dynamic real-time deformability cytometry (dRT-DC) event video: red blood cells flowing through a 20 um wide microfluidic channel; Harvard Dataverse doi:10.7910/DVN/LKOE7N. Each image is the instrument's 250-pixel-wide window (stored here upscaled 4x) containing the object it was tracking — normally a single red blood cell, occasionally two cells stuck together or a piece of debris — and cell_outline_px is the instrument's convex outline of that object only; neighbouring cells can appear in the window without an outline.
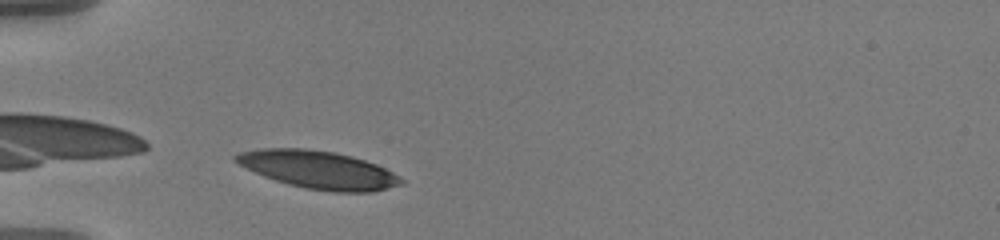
{"species": "human", "species_latin": "Homo sapiens", "temperature_condition": "warm", "stored_images_in_passage": 34, "camera_frame_rate_fps": 3000, "um_per_image_px": 0.085, "donor": {"sex": "male"}, "frame": {"image": 1, "passage_image": 1, "time_ms": 0.0, "image_size_px": [1000, 240], "cell_outline_px": [[404, 184], [372, 192], [332, 192], [304, 188], [288, 184], [264, 176], [232, 160], [232, 156], [240, 152], [260, 148], [308, 148], [332, 152], [352, 156], [376, 164], [400, 176], [404, 180]], "centroid_in_image_um": [27.08, 14.43], "position_along_channel_um": 57.9, "area_um2": 36.41}}
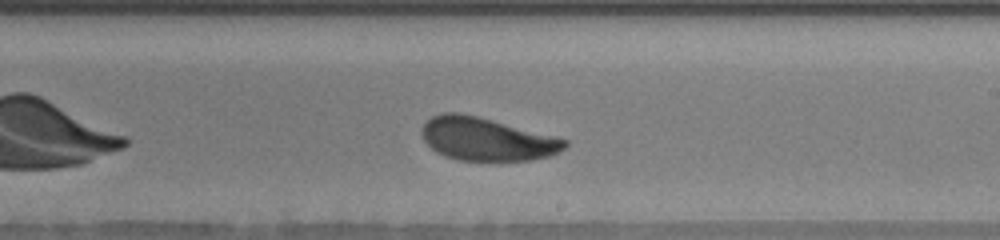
{"frame": {"image": 2, "passage_image": 18, "time_ms": 5.667, "image_size_px": [1000, 240], "cell_outline_px": [[568, 144], [560, 152], [552, 156], [532, 160], [456, 160], [444, 156], [436, 152], [424, 140], [420, 132], [420, 128], [432, 116], [444, 112], [460, 112], [556, 136], [568, 140]], "centroid_in_image_um": [41.37, 11.83], "position_along_channel_um": 247.6, "area_um2": 35.95}}
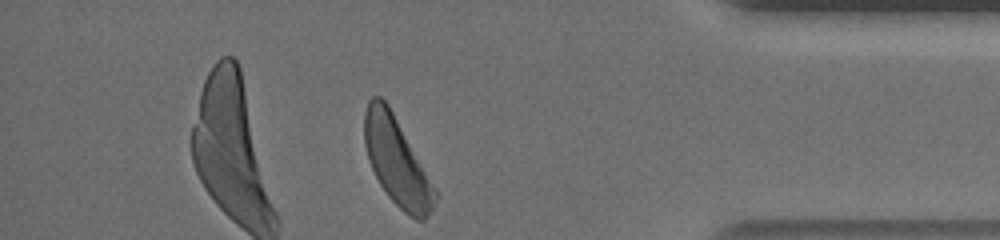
{"frame": {"image": 3, "passage_image": 33, "time_ms": 10.667, "image_size_px": [1000, 240], "cell_outline_px": [[440, 196], [428, 216], [424, 220], [416, 220], [408, 216], [388, 196], [380, 184], [368, 160], [364, 144], [364, 112], [368, 100], [372, 96], [380, 96], [388, 104], [436, 188]], "centroid_in_image_um": [33.74, 13.75], "position_along_channel_um": 401.5, "area_um2": 36.13}, "authors_computed_cell_mechanics": {"area_um2": 36.3273, "velocity_mm_per_s": 3.5597, "shape_relaxation_time_tau1_ms": 2.8015, "shape_relaxation_time_tau2_ms": 5.3594, "deformation_change_tau1": 0.1332, "deformation_change_tau2": 0.1309}}